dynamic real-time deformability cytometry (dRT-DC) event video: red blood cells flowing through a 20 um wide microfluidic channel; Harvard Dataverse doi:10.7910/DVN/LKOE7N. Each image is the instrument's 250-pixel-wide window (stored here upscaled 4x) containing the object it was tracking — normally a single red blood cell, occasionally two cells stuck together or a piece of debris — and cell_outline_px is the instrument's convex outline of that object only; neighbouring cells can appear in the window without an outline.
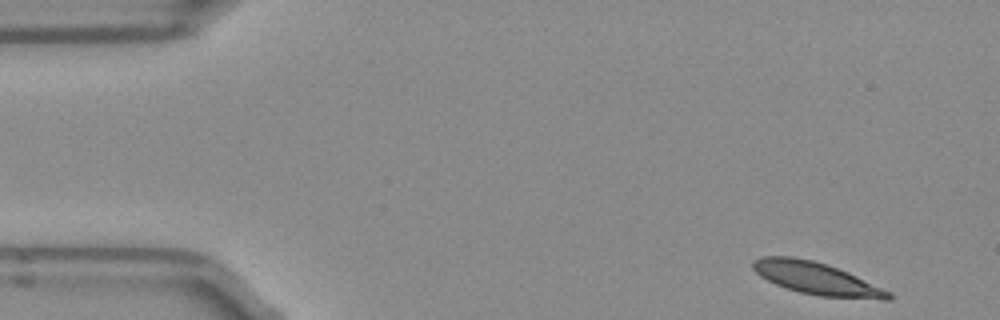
{"species": "Egyptian fruit bat (a non-hibernating species)", "species_latin": "Rousettus aegyptiacus", "temperature_condition": "room temperature", "stored_images_in_passage": 4, "camera_frame_rate_fps": 3000, "um_per_image_px": 0.085, "frame": {"image": 1, "passage_image": 1, "time_ms": 0.0, "image_size_px": [1000, 320], "cell_outline_px": [[892, 300], [884, 300], [820, 296], [800, 292], [776, 284], [760, 276], [752, 268], [752, 260], [764, 256], [792, 256], [812, 260], [848, 272], [892, 292]], "centroid_in_image_um": [69.42, 23.67], "position_along_channel_um": 15.6, "area_um2": 25.37}}
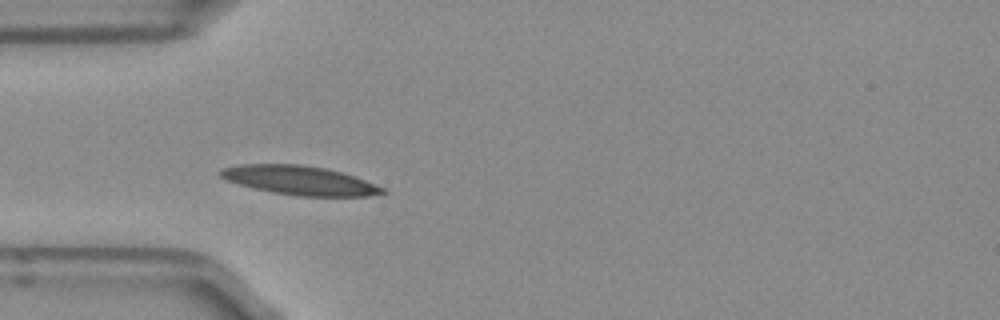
{"frame": {"image": 2, "passage_image": 4, "time_ms": 1.0, "image_size_px": [1000, 320], "cell_outline_px": [[388, 192], [368, 196], [296, 196], [272, 192], [252, 188], [224, 180], [216, 172], [220, 168], [240, 164], [300, 164], [324, 168], [340, 172], [364, 180], [384, 188]], "centroid_in_image_um": [25.37, 15.33], "position_along_channel_um": 59.6, "area_um2": 27.46}}